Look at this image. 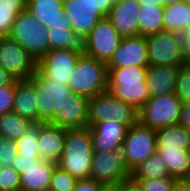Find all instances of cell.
<instances>
[{"mask_svg":"<svg viewBox=\"0 0 190 191\" xmlns=\"http://www.w3.org/2000/svg\"><path fill=\"white\" fill-rule=\"evenodd\" d=\"M106 65L107 68L149 67L146 38L141 35L123 38Z\"/></svg>","mask_w":190,"mask_h":191,"instance_id":"obj_15","label":"cell"},{"mask_svg":"<svg viewBox=\"0 0 190 191\" xmlns=\"http://www.w3.org/2000/svg\"><path fill=\"white\" fill-rule=\"evenodd\" d=\"M26 10L45 28L67 24L62 0H27Z\"/></svg>","mask_w":190,"mask_h":191,"instance_id":"obj_21","label":"cell"},{"mask_svg":"<svg viewBox=\"0 0 190 191\" xmlns=\"http://www.w3.org/2000/svg\"><path fill=\"white\" fill-rule=\"evenodd\" d=\"M123 38L105 17L82 41L83 54L107 63Z\"/></svg>","mask_w":190,"mask_h":191,"instance_id":"obj_11","label":"cell"},{"mask_svg":"<svg viewBox=\"0 0 190 191\" xmlns=\"http://www.w3.org/2000/svg\"><path fill=\"white\" fill-rule=\"evenodd\" d=\"M182 101L175 94L150 97L138 110L139 123L151 129L178 124Z\"/></svg>","mask_w":190,"mask_h":191,"instance_id":"obj_9","label":"cell"},{"mask_svg":"<svg viewBox=\"0 0 190 191\" xmlns=\"http://www.w3.org/2000/svg\"><path fill=\"white\" fill-rule=\"evenodd\" d=\"M140 7L137 0H119L110 9L106 18L122 38L139 36Z\"/></svg>","mask_w":190,"mask_h":191,"instance_id":"obj_17","label":"cell"},{"mask_svg":"<svg viewBox=\"0 0 190 191\" xmlns=\"http://www.w3.org/2000/svg\"><path fill=\"white\" fill-rule=\"evenodd\" d=\"M131 178H164L170 177L166 164L156 151L130 173Z\"/></svg>","mask_w":190,"mask_h":191,"instance_id":"obj_29","label":"cell"},{"mask_svg":"<svg viewBox=\"0 0 190 191\" xmlns=\"http://www.w3.org/2000/svg\"><path fill=\"white\" fill-rule=\"evenodd\" d=\"M26 9V5L0 4V37L8 36L17 15Z\"/></svg>","mask_w":190,"mask_h":191,"instance_id":"obj_32","label":"cell"},{"mask_svg":"<svg viewBox=\"0 0 190 191\" xmlns=\"http://www.w3.org/2000/svg\"><path fill=\"white\" fill-rule=\"evenodd\" d=\"M33 122L14 112L0 115V136L11 140L19 139Z\"/></svg>","mask_w":190,"mask_h":191,"instance_id":"obj_30","label":"cell"},{"mask_svg":"<svg viewBox=\"0 0 190 191\" xmlns=\"http://www.w3.org/2000/svg\"><path fill=\"white\" fill-rule=\"evenodd\" d=\"M178 124L190 132V102L182 103Z\"/></svg>","mask_w":190,"mask_h":191,"instance_id":"obj_42","label":"cell"},{"mask_svg":"<svg viewBox=\"0 0 190 191\" xmlns=\"http://www.w3.org/2000/svg\"><path fill=\"white\" fill-rule=\"evenodd\" d=\"M141 6H161L160 0H137Z\"/></svg>","mask_w":190,"mask_h":191,"instance_id":"obj_46","label":"cell"},{"mask_svg":"<svg viewBox=\"0 0 190 191\" xmlns=\"http://www.w3.org/2000/svg\"><path fill=\"white\" fill-rule=\"evenodd\" d=\"M164 160L170 177L177 180L187 179L190 174V157L188 150L157 149Z\"/></svg>","mask_w":190,"mask_h":191,"instance_id":"obj_27","label":"cell"},{"mask_svg":"<svg viewBox=\"0 0 190 191\" xmlns=\"http://www.w3.org/2000/svg\"><path fill=\"white\" fill-rule=\"evenodd\" d=\"M56 162L41 159L36 165L24 169L20 174L21 191H42L49 189Z\"/></svg>","mask_w":190,"mask_h":191,"instance_id":"obj_22","label":"cell"},{"mask_svg":"<svg viewBox=\"0 0 190 191\" xmlns=\"http://www.w3.org/2000/svg\"><path fill=\"white\" fill-rule=\"evenodd\" d=\"M142 191H172L177 179L173 177L164 178H132Z\"/></svg>","mask_w":190,"mask_h":191,"instance_id":"obj_34","label":"cell"},{"mask_svg":"<svg viewBox=\"0 0 190 191\" xmlns=\"http://www.w3.org/2000/svg\"><path fill=\"white\" fill-rule=\"evenodd\" d=\"M15 79L0 67V87L10 85Z\"/></svg>","mask_w":190,"mask_h":191,"instance_id":"obj_44","label":"cell"},{"mask_svg":"<svg viewBox=\"0 0 190 191\" xmlns=\"http://www.w3.org/2000/svg\"><path fill=\"white\" fill-rule=\"evenodd\" d=\"M49 38V51L82 49V41L72 30V25L58 24L46 28Z\"/></svg>","mask_w":190,"mask_h":191,"instance_id":"obj_25","label":"cell"},{"mask_svg":"<svg viewBox=\"0 0 190 191\" xmlns=\"http://www.w3.org/2000/svg\"><path fill=\"white\" fill-rule=\"evenodd\" d=\"M149 66L186 65L183 56V36L181 34L161 31L146 36Z\"/></svg>","mask_w":190,"mask_h":191,"instance_id":"obj_8","label":"cell"},{"mask_svg":"<svg viewBox=\"0 0 190 191\" xmlns=\"http://www.w3.org/2000/svg\"><path fill=\"white\" fill-rule=\"evenodd\" d=\"M0 67L15 80L30 79L37 71L36 60L8 36L0 37Z\"/></svg>","mask_w":190,"mask_h":191,"instance_id":"obj_12","label":"cell"},{"mask_svg":"<svg viewBox=\"0 0 190 191\" xmlns=\"http://www.w3.org/2000/svg\"><path fill=\"white\" fill-rule=\"evenodd\" d=\"M179 71L180 67L176 66H149L146 84L150 97L175 93Z\"/></svg>","mask_w":190,"mask_h":191,"instance_id":"obj_20","label":"cell"},{"mask_svg":"<svg viewBox=\"0 0 190 191\" xmlns=\"http://www.w3.org/2000/svg\"><path fill=\"white\" fill-rule=\"evenodd\" d=\"M175 94L182 103L190 102V65L180 67L176 80Z\"/></svg>","mask_w":190,"mask_h":191,"instance_id":"obj_35","label":"cell"},{"mask_svg":"<svg viewBox=\"0 0 190 191\" xmlns=\"http://www.w3.org/2000/svg\"><path fill=\"white\" fill-rule=\"evenodd\" d=\"M113 4H115L116 2H118L119 0H110Z\"/></svg>","mask_w":190,"mask_h":191,"instance_id":"obj_50","label":"cell"},{"mask_svg":"<svg viewBox=\"0 0 190 191\" xmlns=\"http://www.w3.org/2000/svg\"><path fill=\"white\" fill-rule=\"evenodd\" d=\"M27 0H0V4L7 5H26Z\"/></svg>","mask_w":190,"mask_h":191,"instance_id":"obj_47","label":"cell"},{"mask_svg":"<svg viewBox=\"0 0 190 191\" xmlns=\"http://www.w3.org/2000/svg\"><path fill=\"white\" fill-rule=\"evenodd\" d=\"M105 186L95 179L77 180L73 191H102Z\"/></svg>","mask_w":190,"mask_h":191,"instance_id":"obj_40","label":"cell"},{"mask_svg":"<svg viewBox=\"0 0 190 191\" xmlns=\"http://www.w3.org/2000/svg\"><path fill=\"white\" fill-rule=\"evenodd\" d=\"M187 3H188V5L190 6V0H185Z\"/></svg>","mask_w":190,"mask_h":191,"instance_id":"obj_53","label":"cell"},{"mask_svg":"<svg viewBox=\"0 0 190 191\" xmlns=\"http://www.w3.org/2000/svg\"><path fill=\"white\" fill-rule=\"evenodd\" d=\"M2 168H3V165L0 163V172H1Z\"/></svg>","mask_w":190,"mask_h":191,"instance_id":"obj_51","label":"cell"},{"mask_svg":"<svg viewBox=\"0 0 190 191\" xmlns=\"http://www.w3.org/2000/svg\"><path fill=\"white\" fill-rule=\"evenodd\" d=\"M12 112L32 122H38L35 89L29 79L15 80V97Z\"/></svg>","mask_w":190,"mask_h":191,"instance_id":"obj_23","label":"cell"},{"mask_svg":"<svg viewBox=\"0 0 190 191\" xmlns=\"http://www.w3.org/2000/svg\"><path fill=\"white\" fill-rule=\"evenodd\" d=\"M114 188L116 189V191H142L139 184L131 177L121 181Z\"/></svg>","mask_w":190,"mask_h":191,"instance_id":"obj_41","label":"cell"},{"mask_svg":"<svg viewBox=\"0 0 190 191\" xmlns=\"http://www.w3.org/2000/svg\"><path fill=\"white\" fill-rule=\"evenodd\" d=\"M113 3L110 0H64L65 17L72 30L83 41L96 24L105 18Z\"/></svg>","mask_w":190,"mask_h":191,"instance_id":"obj_4","label":"cell"},{"mask_svg":"<svg viewBox=\"0 0 190 191\" xmlns=\"http://www.w3.org/2000/svg\"><path fill=\"white\" fill-rule=\"evenodd\" d=\"M114 119L128 127L139 122L138 110L118 98L109 91L97 94L88 99V126Z\"/></svg>","mask_w":190,"mask_h":191,"instance_id":"obj_6","label":"cell"},{"mask_svg":"<svg viewBox=\"0 0 190 191\" xmlns=\"http://www.w3.org/2000/svg\"><path fill=\"white\" fill-rule=\"evenodd\" d=\"M130 177L128 158L123 148L104 153L94 152L91 177L105 187H115Z\"/></svg>","mask_w":190,"mask_h":191,"instance_id":"obj_10","label":"cell"},{"mask_svg":"<svg viewBox=\"0 0 190 191\" xmlns=\"http://www.w3.org/2000/svg\"><path fill=\"white\" fill-rule=\"evenodd\" d=\"M29 80L35 89L38 122L50 123L72 90L68 83L49 82L38 70Z\"/></svg>","mask_w":190,"mask_h":191,"instance_id":"obj_7","label":"cell"},{"mask_svg":"<svg viewBox=\"0 0 190 191\" xmlns=\"http://www.w3.org/2000/svg\"><path fill=\"white\" fill-rule=\"evenodd\" d=\"M187 181L190 183V174H189V176H188V178H187Z\"/></svg>","mask_w":190,"mask_h":191,"instance_id":"obj_52","label":"cell"},{"mask_svg":"<svg viewBox=\"0 0 190 191\" xmlns=\"http://www.w3.org/2000/svg\"><path fill=\"white\" fill-rule=\"evenodd\" d=\"M0 191H21L20 173L14 168L3 166L0 172Z\"/></svg>","mask_w":190,"mask_h":191,"instance_id":"obj_36","label":"cell"},{"mask_svg":"<svg viewBox=\"0 0 190 191\" xmlns=\"http://www.w3.org/2000/svg\"><path fill=\"white\" fill-rule=\"evenodd\" d=\"M157 149L190 148V132L180 124L156 129Z\"/></svg>","mask_w":190,"mask_h":191,"instance_id":"obj_24","label":"cell"},{"mask_svg":"<svg viewBox=\"0 0 190 191\" xmlns=\"http://www.w3.org/2000/svg\"><path fill=\"white\" fill-rule=\"evenodd\" d=\"M66 129L50 123L40 122L38 148L40 158L57 162L62 156Z\"/></svg>","mask_w":190,"mask_h":191,"instance_id":"obj_19","label":"cell"},{"mask_svg":"<svg viewBox=\"0 0 190 191\" xmlns=\"http://www.w3.org/2000/svg\"><path fill=\"white\" fill-rule=\"evenodd\" d=\"M183 1H185V0H160V5L161 6H168V5L176 4L179 2H183Z\"/></svg>","mask_w":190,"mask_h":191,"instance_id":"obj_48","label":"cell"},{"mask_svg":"<svg viewBox=\"0 0 190 191\" xmlns=\"http://www.w3.org/2000/svg\"><path fill=\"white\" fill-rule=\"evenodd\" d=\"M82 54V49L49 51L37 62V70L49 82L68 83Z\"/></svg>","mask_w":190,"mask_h":191,"instance_id":"obj_14","label":"cell"},{"mask_svg":"<svg viewBox=\"0 0 190 191\" xmlns=\"http://www.w3.org/2000/svg\"><path fill=\"white\" fill-rule=\"evenodd\" d=\"M77 179L59 166H55L49 185L50 191H73Z\"/></svg>","mask_w":190,"mask_h":191,"instance_id":"obj_33","label":"cell"},{"mask_svg":"<svg viewBox=\"0 0 190 191\" xmlns=\"http://www.w3.org/2000/svg\"><path fill=\"white\" fill-rule=\"evenodd\" d=\"M102 191H116L114 187H105Z\"/></svg>","mask_w":190,"mask_h":191,"instance_id":"obj_49","label":"cell"},{"mask_svg":"<svg viewBox=\"0 0 190 191\" xmlns=\"http://www.w3.org/2000/svg\"><path fill=\"white\" fill-rule=\"evenodd\" d=\"M94 152L104 153L122 147L128 126L114 119L105 120L90 127Z\"/></svg>","mask_w":190,"mask_h":191,"instance_id":"obj_16","label":"cell"},{"mask_svg":"<svg viewBox=\"0 0 190 191\" xmlns=\"http://www.w3.org/2000/svg\"><path fill=\"white\" fill-rule=\"evenodd\" d=\"M164 30L183 35L190 24V6L186 1L164 6Z\"/></svg>","mask_w":190,"mask_h":191,"instance_id":"obj_26","label":"cell"},{"mask_svg":"<svg viewBox=\"0 0 190 191\" xmlns=\"http://www.w3.org/2000/svg\"><path fill=\"white\" fill-rule=\"evenodd\" d=\"M50 124L64 129L82 128L88 126V98L72 91L62 108Z\"/></svg>","mask_w":190,"mask_h":191,"instance_id":"obj_18","label":"cell"},{"mask_svg":"<svg viewBox=\"0 0 190 191\" xmlns=\"http://www.w3.org/2000/svg\"><path fill=\"white\" fill-rule=\"evenodd\" d=\"M17 149L14 140L0 136V163L3 166L13 168Z\"/></svg>","mask_w":190,"mask_h":191,"instance_id":"obj_37","label":"cell"},{"mask_svg":"<svg viewBox=\"0 0 190 191\" xmlns=\"http://www.w3.org/2000/svg\"><path fill=\"white\" fill-rule=\"evenodd\" d=\"M93 154L89 126L66 129L63 153L56 164L77 180L88 179L91 177Z\"/></svg>","mask_w":190,"mask_h":191,"instance_id":"obj_1","label":"cell"},{"mask_svg":"<svg viewBox=\"0 0 190 191\" xmlns=\"http://www.w3.org/2000/svg\"><path fill=\"white\" fill-rule=\"evenodd\" d=\"M172 191H190V183L187 179L177 180Z\"/></svg>","mask_w":190,"mask_h":191,"instance_id":"obj_45","label":"cell"},{"mask_svg":"<svg viewBox=\"0 0 190 191\" xmlns=\"http://www.w3.org/2000/svg\"><path fill=\"white\" fill-rule=\"evenodd\" d=\"M122 148L127 154L128 171L131 173L134 168L156 152V131L138 122L128 127Z\"/></svg>","mask_w":190,"mask_h":191,"instance_id":"obj_13","label":"cell"},{"mask_svg":"<svg viewBox=\"0 0 190 191\" xmlns=\"http://www.w3.org/2000/svg\"><path fill=\"white\" fill-rule=\"evenodd\" d=\"M40 160V155H23L17 153L16 157L14 158L13 168L21 174L24 172V169L36 165V163H38Z\"/></svg>","mask_w":190,"mask_h":191,"instance_id":"obj_39","label":"cell"},{"mask_svg":"<svg viewBox=\"0 0 190 191\" xmlns=\"http://www.w3.org/2000/svg\"><path fill=\"white\" fill-rule=\"evenodd\" d=\"M40 133V122H33L25 133L15 140L17 153L23 155H40L38 138Z\"/></svg>","mask_w":190,"mask_h":191,"instance_id":"obj_31","label":"cell"},{"mask_svg":"<svg viewBox=\"0 0 190 191\" xmlns=\"http://www.w3.org/2000/svg\"><path fill=\"white\" fill-rule=\"evenodd\" d=\"M107 91L140 110L150 98L146 84L148 67L107 68Z\"/></svg>","mask_w":190,"mask_h":191,"instance_id":"obj_2","label":"cell"},{"mask_svg":"<svg viewBox=\"0 0 190 191\" xmlns=\"http://www.w3.org/2000/svg\"><path fill=\"white\" fill-rule=\"evenodd\" d=\"M164 6H141L138 16L139 35L149 36L164 31Z\"/></svg>","mask_w":190,"mask_h":191,"instance_id":"obj_28","label":"cell"},{"mask_svg":"<svg viewBox=\"0 0 190 191\" xmlns=\"http://www.w3.org/2000/svg\"><path fill=\"white\" fill-rule=\"evenodd\" d=\"M182 36H183V56L186 65H190V24L188 26V29Z\"/></svg>","mask_w":190,"mask_h":191,"instance_id":"obj_43","label":"cell"},{"mask_svg":"<svg viewBox=\"0 0 190 191\" xmlns=\"http://www.w3.org/2000/svg\"><path fill=\"white\" fill-rule=\"evenodd\" d=\"M8 37L21 45L36 62L49 52L46 28L26 9L17 15Z\"/></svg>","mask_w":190,"mask_h":191,"instance_id":"obj_5","label":"cell"},{"mask_svg":"<svg viewBox=\"0 0 190 191\" xmlns=\"http://www.w3.org/2000/svg\"><path fill=\"white\" fill-rule=\"evenodd\" d=\"M15 97V80L7 86L0 87V115L12 112Z\"/></svg>","mask_w":190,"mask_h":191,"instance_id":"obj_38","label":"cell"},{"mask_svg":"<svg viewBox=\"0 0 190 191\" xmlns=\"http://www.w3.org/2000/svg\"><path fill=\"white\" fill-rule=\"evenodd\" d=\"M107 65L105 62L82 54L68 80L76 94L91 98L107 91Z\"/></svg>","mask_w":190,"mask_h":191,"instance_id":"obj_3","label":"cell"}]
</instances>
